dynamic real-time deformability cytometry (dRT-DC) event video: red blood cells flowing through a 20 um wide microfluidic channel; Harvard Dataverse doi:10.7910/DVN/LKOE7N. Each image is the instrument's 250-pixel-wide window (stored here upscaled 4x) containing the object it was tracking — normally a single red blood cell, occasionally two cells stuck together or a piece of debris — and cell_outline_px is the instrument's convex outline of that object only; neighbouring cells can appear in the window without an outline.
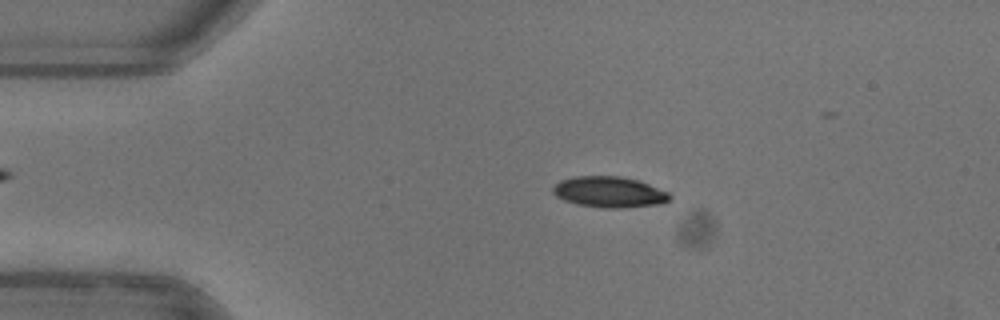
{"species": "common noctule bat (a hibernating species)", "species_latin": "Nyctalus noctula", "temperature_condition": "warm", "stored_images_in_passage": 40, "camera_frame_rate_fps": 3000, "um_per_image_px": 0.085, "animal": {"sex": "female"}, "frame": {"image": 1, "passage_image": 5, "time_ms": 1.333, "image_size_px": [1000, 320], "cell_outline_px": [[672, 196], [664, 204], [620, 208], [604, 208], [576, 204], [564, 200], [556, 196], [552, 192], [552, 188], [560, 180], [576, 176], [620, 176], [636, 180], [648, 184], [668, 192]], "centroid_in_image_um": [51.78, 16.33], "position_along_channel_um": 33.2, "area_um2": 21.04}}
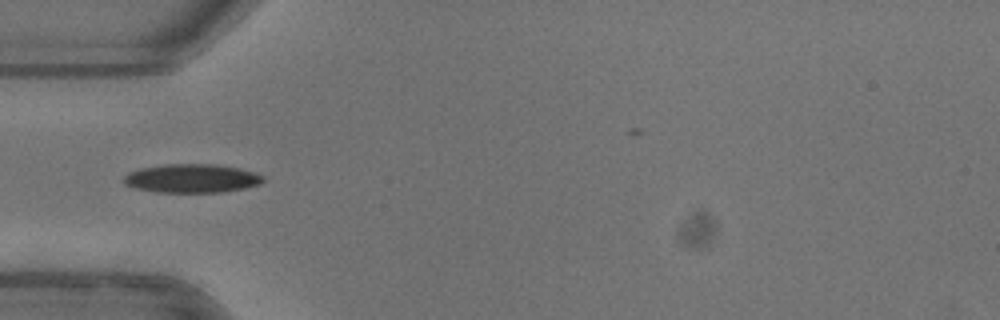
{"frame": {"image": 2, "passage_image": 11, "time_ms": 3.333, "image_size_px": [1000, 320], "cell_outline_px": [[264, 180], [260, 184], [244, 188], [220, 192], [156, 192], [136, 188], [124, 184], [124, 176], [140, 168], [164, 164], [216, 164], [236, 168], [252, 172], [264, 176]], "centroid_in_image_um": [16.29, 15.16], "position_along_channel_um": 68.7, "area_um2": 23.06}}